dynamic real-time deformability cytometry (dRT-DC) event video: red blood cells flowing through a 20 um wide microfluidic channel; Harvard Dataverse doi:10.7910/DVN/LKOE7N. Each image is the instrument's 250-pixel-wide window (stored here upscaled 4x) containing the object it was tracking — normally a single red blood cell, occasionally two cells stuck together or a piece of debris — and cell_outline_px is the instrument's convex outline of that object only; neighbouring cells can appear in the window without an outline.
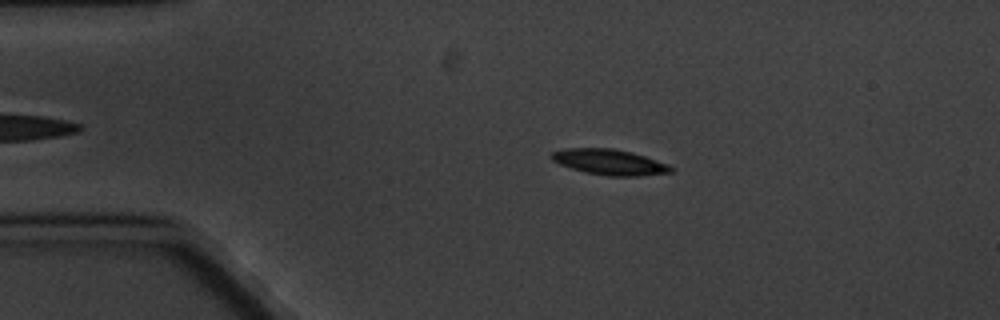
{"species": "common noctule bat (a hibernating species)", "species_latin": "Nyctalus noctula", "temperature_condition": "cold", "stored_images_in_passage": 7, "camera_frame_rate_fps": 3000, "um_per_image_px": 0.085, "animal": {"sex": "male", "body_mass_g": 20.1, "forearm_length_mm": 53.5}, "frame": {"image": 1, "passage_image": 3, "time_ms": 2.667, "image_size_px": [1000, 320], "cell_outline_px": [[676, 172], [636, 176], [608, 176], [584, 172], [560, 164], [552, 160], [548, 156], [552, 152], [564, 148], [612, 148], [632, 152], [668, 164], [676, 168]], "centroid_in_image_um": [51.83, 13.78], "position_along_channel_um": 33.2, "area_um2": 17.98}}